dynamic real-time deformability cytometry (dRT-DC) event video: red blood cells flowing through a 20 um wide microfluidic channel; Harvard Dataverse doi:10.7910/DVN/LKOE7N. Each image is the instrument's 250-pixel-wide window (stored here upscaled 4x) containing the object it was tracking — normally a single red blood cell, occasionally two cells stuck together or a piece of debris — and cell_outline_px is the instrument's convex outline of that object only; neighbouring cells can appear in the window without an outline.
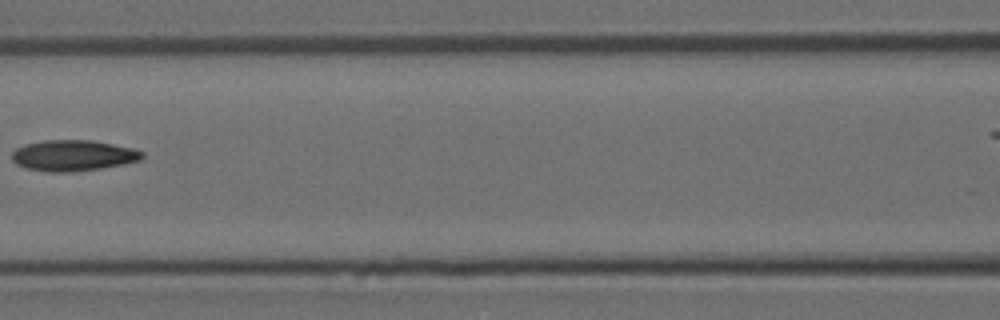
{"species": "Egyptian fruit bat (a non-hibernating species)", "species_latin": "Rousettus aegyptiacus", "temperature_condition": "room temperature", "stored_images_in_passage": 7, "camera_frame_rate_fps": 3000, "um_per_image_px": 0.085, "animal": {"sex": "female"}, "frame": {"image": 1, "passage_image": 6, "time_ms": 1.667, "image_size_px": [1000, 320], "cell_outline_px": [[144, 156], [140, 160], [124, 164], [100, 168], [72, 172], [48, 172], [28, 168], [16, 164], [12, 160], [12, 152], [16, 148], [24, 144], [44, 140], [92, 140], [132, 148], [144, 152]], "centroid_in_image_um": [6.21, 13.21], "position_along_channel_um": 160.4, "area_um2": 23.47}}